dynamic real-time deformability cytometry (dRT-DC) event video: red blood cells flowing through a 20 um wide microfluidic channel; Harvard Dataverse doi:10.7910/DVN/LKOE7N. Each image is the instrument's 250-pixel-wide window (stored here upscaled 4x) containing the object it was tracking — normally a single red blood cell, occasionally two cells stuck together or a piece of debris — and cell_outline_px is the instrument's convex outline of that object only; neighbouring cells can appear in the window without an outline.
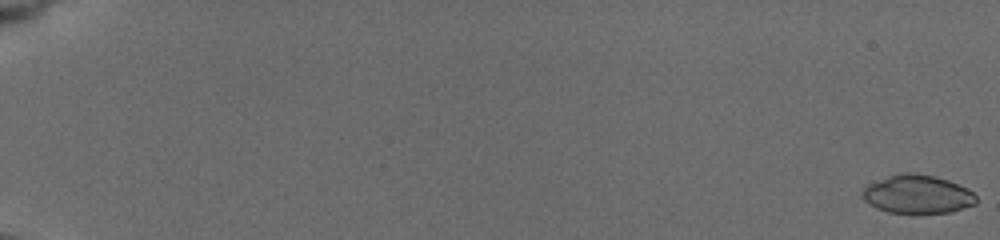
{"species": "common noctule bat (a hibernating species)", "species_latin": "Nyctalus noctula", "temperature_condition": "cold", "stored_images_in_passage": 25, "camera_frame_rate_fps": 3000, "um_per_image_px": 0.085, "animal": {"sex": "female", "body_mass_g": 19.5, "forearm_length_mm": 54.1}, "frame": {"image": 1, "passage_image": 1, "time_ms": 0.0, "image_size_px": [1000, 240], "cell_outline_px": [[976, 204], [952, 212], [888, 212], [876, 208], [864, 200], [864, 188], [868, 184], [888, 176], [932, 176], [948, 180], [972, 192], [976, 196]], "centroid_in_image_um": [78.0, 16.56], "position_along_channel_um": 7.0, "area_um2": 24.22}}
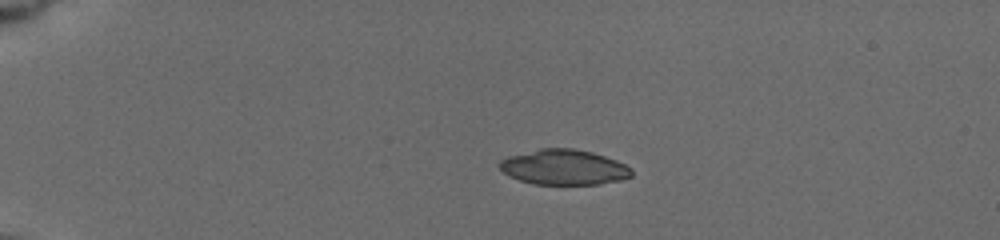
{"frame": {"image": 2, "passage_image": 15, "time_ms": 4.667, "image_size_px": [1000, 240], "cell_outline_px": [[632, 176], [620, 180], [600, 184], [532, 184], [508, 176], [500, 168], [500, 160], [508, 156], [540, 148], [572, 148], [592, 152], [616, 160], [632, 168]], "centroid_in_image_um": [47.93, 14.21], "position_along_channel_um": 37.1, "area_um2": 27.11}}
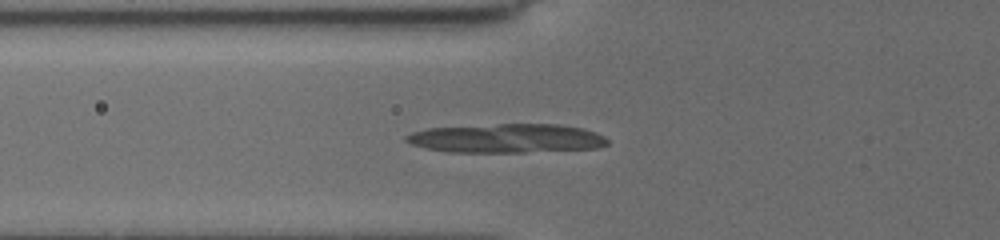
{"frame": {"image": 3, "passage_image": 25, "time_ms": 7.667, "image_size_px": [1000, 240], "cell_outline_px": [[608, 144], [596, 148], [524, 152], [448, 152], [424, 148], [412, 144], [404, 140], [404, 136], [412, 132], [428, 128], [500, 124], [556, 124], [584, 128], [596, 132], [604, 136], [608, 140]], "centroid_in_image_um": [43.05, 11.76], "position_along_channel_um": 82.7, "area_um2": 34.04}}